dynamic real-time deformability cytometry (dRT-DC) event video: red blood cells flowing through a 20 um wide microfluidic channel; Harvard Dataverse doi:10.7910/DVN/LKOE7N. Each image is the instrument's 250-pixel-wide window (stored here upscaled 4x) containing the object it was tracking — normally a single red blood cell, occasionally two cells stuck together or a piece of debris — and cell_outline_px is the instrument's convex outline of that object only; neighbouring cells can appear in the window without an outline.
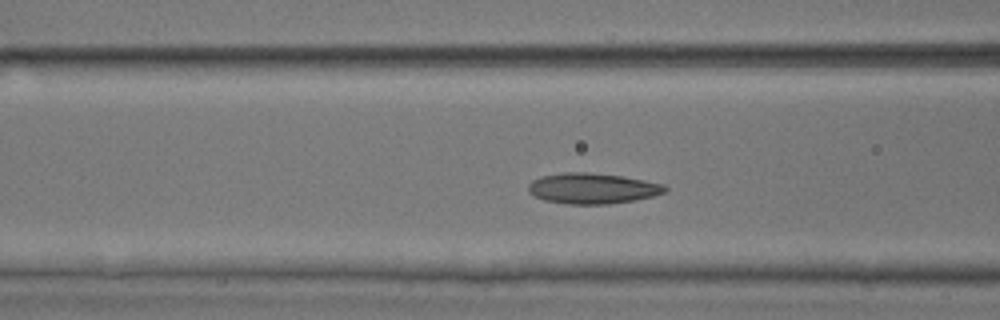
{"species": "common noctule bat (a hibernating species)", "species_latin": "Nyctalus noctula", "temperature_condition": "room temperature", "stored_images_in_passage": 49, "camera_frame_rate_fps": 3000, "um_per_image_px": 0.085, "animal": {"sex": "male", "body_mass_g": 17.9, "forearm_length_mm": 54.2}, "frame": {"image": 1, "passage_image": 16, "time_ms": 5.0, "image_size_px": [1000, 320], "cell_outline_px": [[668, 188], [664, 192], [652, 196], [636, 200], [608, 204], [568, 204], [544, 200], [528, 192], [528, 184], [532, 180], [540, 176], [564, 172], [588, 172], [620, 176], [644, 180], [664, 184]], "centroid_in_image_um": [50.33, 16.01], "position_along_channel_um": 116.3, "area_um2": 24.39}}
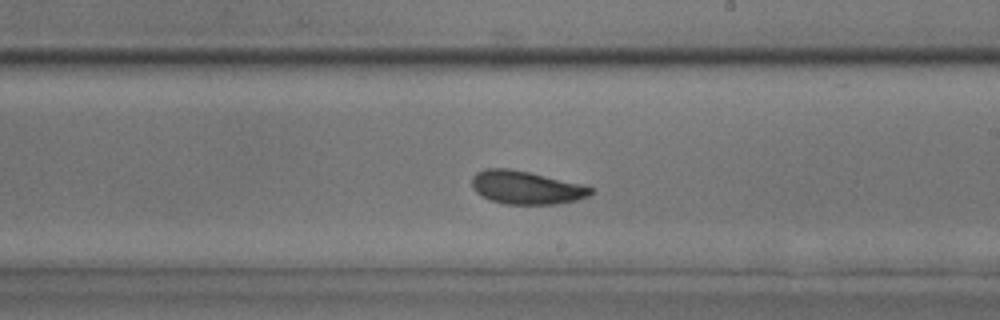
{"frame": {"image": 2, "passage_image": 26, "time_ms": 8.333, "image_size_px": [1000, 320], "cell_outline_px": [[592, 192], [588, 196], [576, 200], [556, 204], [504, 204], [492, 200], [476, 192], [472, 188], [472, 176], [476, 172], [484, 168], [508, 168], [528, 172], [580, 184], [592, 188]], "centroid_in_image_um": [44.67, 15.94], "position_along_channel_um": 244.3, "area_um2": 22.72}}
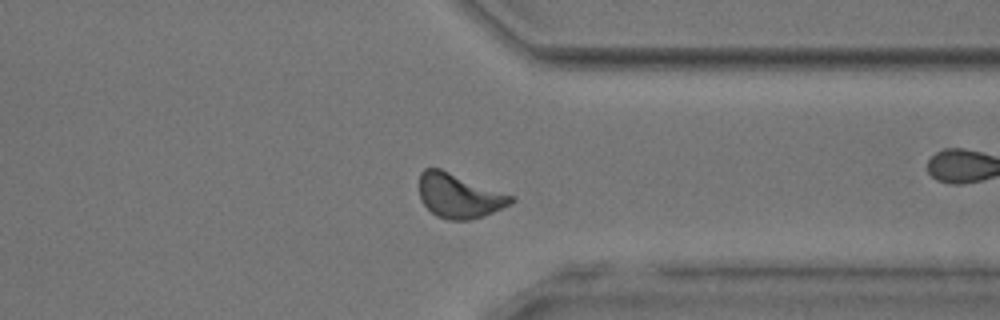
{"frame": {"image": 3, "passage_image": 36, "time_ms": 11.667, "image_size_px": [1000, 320], "cell_outline_px": [[516, 200], [512, 204], [504, 208], [484, 216], [468, 220], [448, 220], [436, 216], [420, 200], [420, 172], [424, 168], [440, 168], [516, 196]], "centroid_in_image_um": [39.07, 16.65], "position_along_channel_um": 372.3, "area_um2": 24.04}, "authors_computed_cell_mechanics": {"area_um2": 23.0044, "velocity_mm_per_s": 3.8579, "shape_relaxation_time_tau1_ms": 6.2727, "shape_relaxation_time_tau2_ms": 1.8583, "deformation_change_tau1": 0.133, "deformation_change_tau2": 0.0778}}